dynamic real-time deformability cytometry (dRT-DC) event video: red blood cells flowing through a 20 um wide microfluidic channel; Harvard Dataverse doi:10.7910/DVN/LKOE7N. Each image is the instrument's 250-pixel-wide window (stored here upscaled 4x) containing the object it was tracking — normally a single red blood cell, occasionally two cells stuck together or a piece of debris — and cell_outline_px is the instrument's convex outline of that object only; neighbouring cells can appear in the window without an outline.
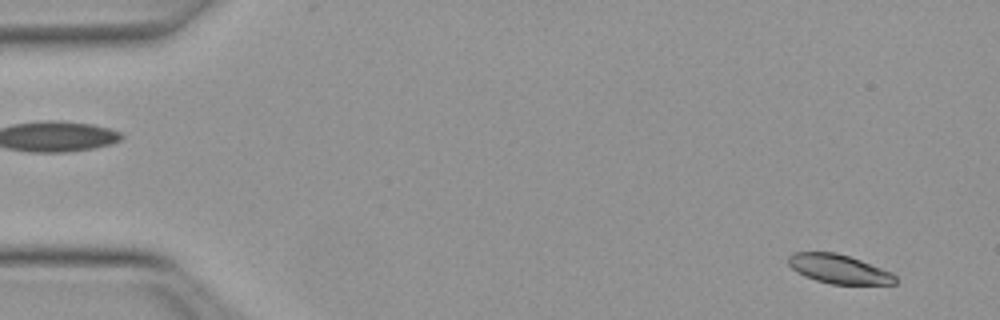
{"species": "Egyptian fruit bat (a non-hibernating species)", "species_latin": "Rousettus aegyptiacus", "temperature_condition": "warm", "stored_images_in_passage": 12, "camera_frame_rate_fps": 3000, "um_per_image_px": 0.085, "animal": {"sex": "female"}, "frame": {"image": 1, "passage_image": 3, "time_ms": 0.667, "image_size_px": [1000, 320], "cell_outline_px": [[896, 284], [832, 284], [816, 280], [804, 276], [796, 272], [788, 264], [788, 256], [792, 252], [836, 252], [860, 260], [892, 272], [896, 276]], "centroid_in_image_um": [71.28, 22.86], "position_along_channel_um": 13.7, "area_um2": 18.09}}